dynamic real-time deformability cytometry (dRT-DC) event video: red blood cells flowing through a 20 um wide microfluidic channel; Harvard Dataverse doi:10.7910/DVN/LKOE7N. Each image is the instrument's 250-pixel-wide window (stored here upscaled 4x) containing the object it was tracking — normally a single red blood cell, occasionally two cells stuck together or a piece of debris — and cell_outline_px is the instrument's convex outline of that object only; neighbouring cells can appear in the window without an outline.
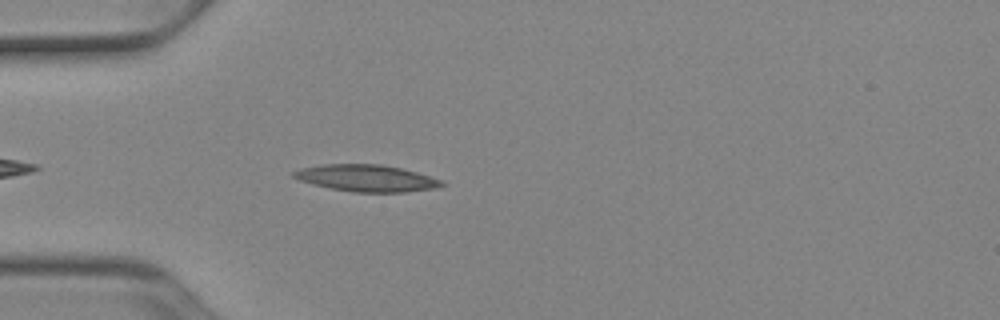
{"species": "Egyptian fruit bat (a non-hibernating species)", "species_latin": "Rousettus aegyptiacus", "temperature_condition": "cold", "stored_images_in_passage": 27, "camera_frame_rate_fps": 3000, "um_per_image_px": 0.085, "animal": {"sex": "female"}, "frame": {"image": 1, "passage_image": 4, "time_ms": 1.0, "image_size_px": [1000, 320], "cell_outline_px": [[444, 184], [436, 188], [404, 192], [352, 192], [312, 184], [300, 180], [292, 176], [292, 172], [300, 168], [324, 164], [380, 164], [400, 168], [416, 172], [444, 180]], "centroid_in_image_um": [31.15, 15.14], "position_along_channel_um": 53.8, "area_um2": 23.0}}
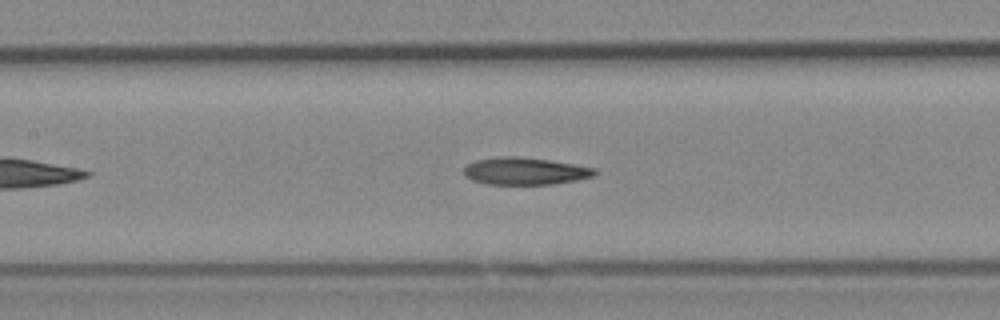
{"frame": {"image": 2, "passage_image": 13, "time_ms": 4.0, "image_size_px": [1000, 320], "cell_outline_px": [[600, 172], [592, 176], [576, 180], [552, 184], [488, 184], [472, 180], [464, 176], [464, 168], [468, 164], [476, 160], [500, 156], [516, 156], [548, 160], [596, 168]], "centroid_in_image_um": [44.62, 14.54], "position_along_channel_um": 162.8, "area_um2": 20.69}}
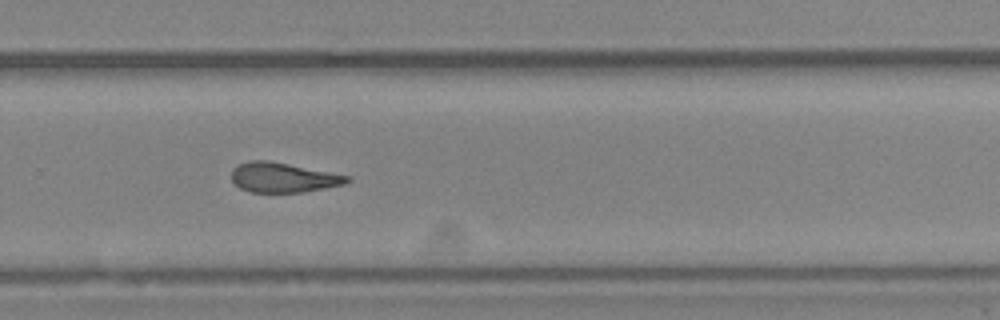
{"frame": {"image": 3, "passage_image": 24, "time_ms": 7.667, "image_size_px": [1000, 320], "cell_outline_px": [[352, 180], [344, 184], [304, 192], [252, 192], [240, 188], [232, 180], [232, 168], [240, 164], [252, 160], [268, 160], [352, 176]], "centroid_in_image_um": [24.1, 15.08], "position_along_channel_um": 305.7, "area_um2": 20.0}}